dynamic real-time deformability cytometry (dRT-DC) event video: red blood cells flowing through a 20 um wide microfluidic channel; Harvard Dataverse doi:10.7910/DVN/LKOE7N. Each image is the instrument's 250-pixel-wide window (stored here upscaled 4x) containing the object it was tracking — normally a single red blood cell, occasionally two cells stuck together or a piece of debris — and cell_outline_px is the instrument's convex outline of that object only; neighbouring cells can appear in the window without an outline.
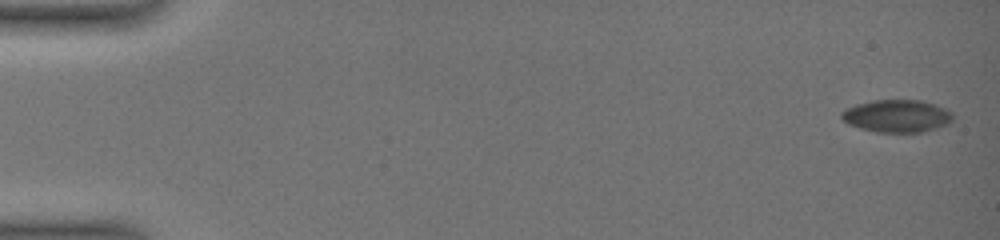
{"species": "common noctule bat (a hibernating species)", "species_latin": "Nyctalus noctula", "temperature_condition": "warm", "stored_images_in_passage": 19, "camera_frame_rate_fps": 3000, "um_per_image_px": 0.085, "animal": {"sex": "female", "body_mass_g": 19.0, "forearm_length_mm": 51.5}, "frame": {"image": 1, "passage_image": 1, "time_ms": 0.0, "image_size_px": [1000, 240], "cell_outline_px": [[952, 120], [936, 128], [920, 132], [876, 132], [860, 128], [848, 124], [840, 116], [840, 112], [856, 104], [872, 100], [920, 100], [944, 108], [952, 112]], "centroid_in_image_um": [76.19, 9.85], "position_along_channel_um": 8.8, "area_um2": 20.87}}
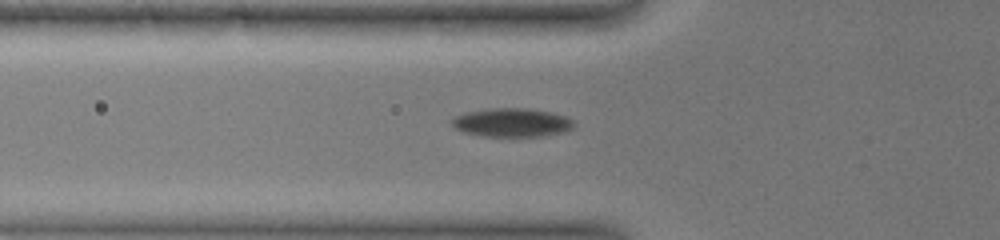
{"frame": {"image": 2, "passage_image": 11, "time_ms": 6.667, "image_size_px": [1000, 240], "cell_outline_px": [[572, 128], [568, 132], [544, 136], [484, 136], [464, 132], [456, 128], [452, 124], [452, 116], [464, 112], [492, 108], [528, 108], [552, 112], [568, 116], [572, 120]], "centroid_in_image_um": [43.53, 10.41], "position_along_channel_um": 82.3, "area_um2": 20.58}}
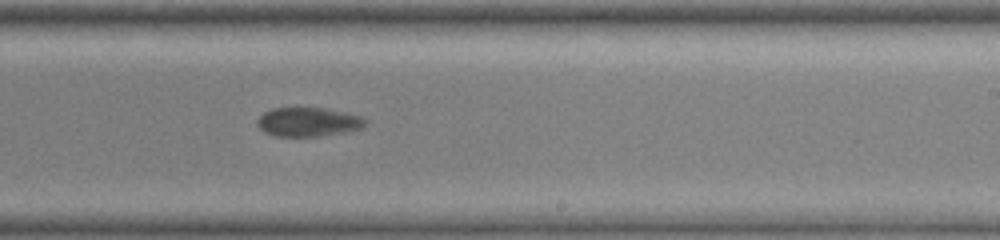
{"frame": {"image": 3, "passage_image": 19, "time_ms": 11.667, "image_size_px": [1000, 240], "cell_outline_px": [[364, 124], [360, 128], [320, 136], [276, 136], [260, 128], [256, 124], [256, 120], [264, 112], [272, 108], [324, 108], [348, 112], [364, 116]], "centroid_in_image_um": [26.18, 10.34], "position_along_channel_um": 262.8, "area_um2": 18.03}}